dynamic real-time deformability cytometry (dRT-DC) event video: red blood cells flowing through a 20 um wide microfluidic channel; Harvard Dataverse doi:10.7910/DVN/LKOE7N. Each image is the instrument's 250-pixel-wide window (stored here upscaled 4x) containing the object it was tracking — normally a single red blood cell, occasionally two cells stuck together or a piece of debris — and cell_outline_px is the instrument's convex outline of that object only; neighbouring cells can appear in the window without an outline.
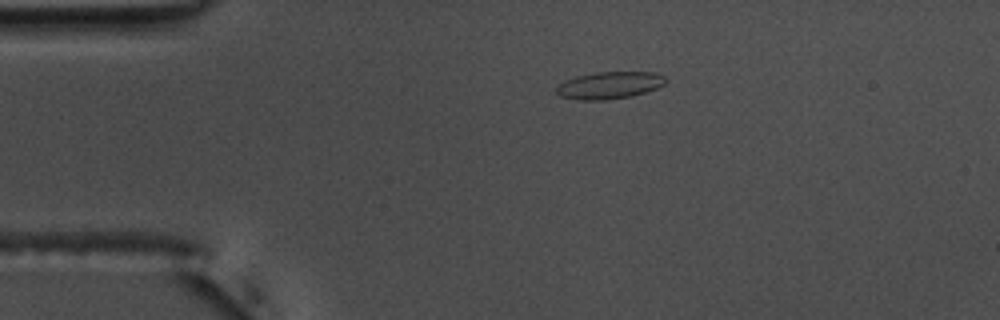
{"species": "common noctule bat (a hibernating species)", "species_latin": "Nyctalus noctula", "temperature_condition": "warm", "stored_images_in_passage": 45, "camera_frame_rate_fps": 3000, "um_per_image_px": 0.085, "animal": {"sex": "male", "body_mass_g": 17.5, "forearm_length_mm": 52.3}, "frame": {"image": 1, "passage_image": 1, "time_ms": 0.0, "image_size_px": [1000, 320], "cell_outline_px": [[664, 84], [656, 88], [632, 96], [604, 100], [580, 100], [560, 96], [556, 92], [556, 88], [564, 80], [576, 76], [596, 72], [656, 72], [664, 76]], "centroid_in_image_um": [51.77, 7.24], "position_along_channel_um": 33.2, "area_um2": 17.17}}
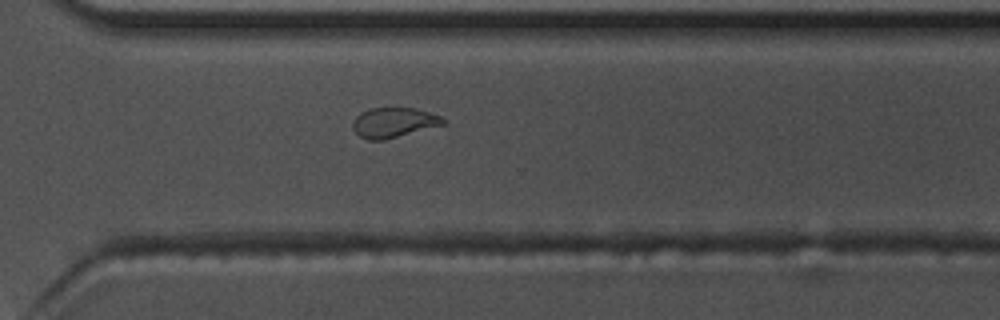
{"frame": {"image": 2, "passage_image": 29, "time_ms": 9.333, "image_size_px": [1000, 320], "cell_outline_px": [[448, 120], [444, 124], [384, 140], [368, 140], [360, 136], [352, 128], [352, 124], [356, 116], [360, 112], [368, 108], [416, 108], [440, 116]], "centroid_in_image_um": [33.45, 10.41], "position_along_channel_um": 337.2, "area_um2": 15.72}}
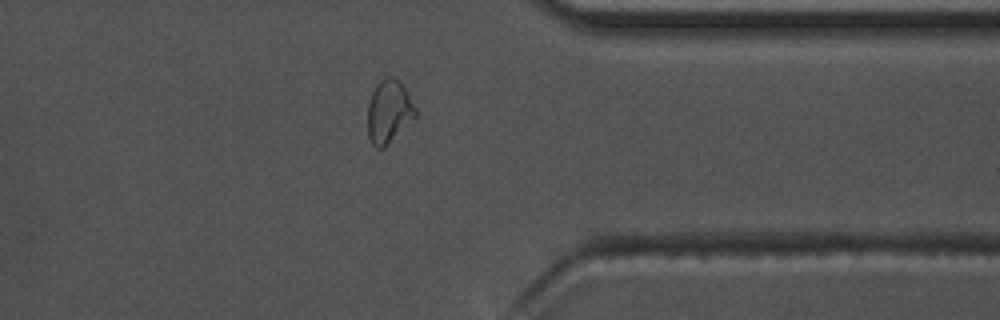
{"frame": {"image": 3, "passage_image": 33, "time_ms": 10.667, "image_size_px": [1000, 320], "cell_outline_px": [[416, 116], [384, 148], [376, 148], [372, 144], [368, 136], [368, 104], [372, 92], [376, 84], [384, 76], [396, 76], [404, 88], [416, 108]], "centroid_in_image_um": [33.03, 9.46], "position_along_channel_um": 378.4, "area_um2": 17.51}, "authors_computed_cell_mechanics": {"area_um2": 16.473, "velocity_mm_per_s": 3.6834, "shape_relaxation_time_tau1_ms": 9.0821, "shape_relaxation_time_tau2_ms": 1.959, "deformation_change_tau1": 0.225, "deformation_change_tau2": 0.0705}}